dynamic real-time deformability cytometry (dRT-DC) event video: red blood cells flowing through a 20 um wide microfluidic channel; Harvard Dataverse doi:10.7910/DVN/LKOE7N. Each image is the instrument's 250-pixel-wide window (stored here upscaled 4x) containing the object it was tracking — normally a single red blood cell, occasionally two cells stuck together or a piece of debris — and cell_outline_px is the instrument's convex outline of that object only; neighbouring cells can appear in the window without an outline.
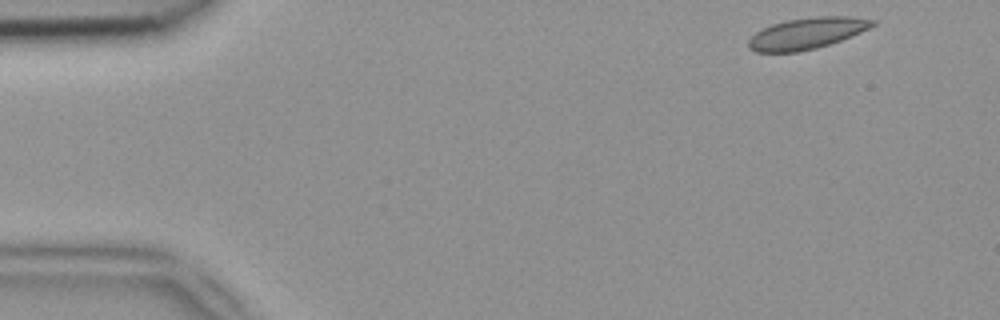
{"species": "common noctule bat (a hibernating species)", "species_latin": "Nyctalus noctula", "temperature_condition": "room temperature", "stored_images_in_passage": 7, "camera_frame_rate_fps": 3000, "um_per_image_px": 0.085, "animal": {"sex": "female", "body_mass_g": 18.4}, "frame": {"image": 1, "passage_image": 1, "time_ms": 0.0, "image_size_px": [1000, 320], "cell_outline_px": [[876, 24], [852, 36], [816, 48], [796, 52], [756, 52], [748, 48], [748, 40], [756, 32], [772, 24], [788, 20], [816, 16], [852, 16], [876, 20]], "centroid_in_image_um": [68.59, 2.83], "position_along_channel_um": 16.4, "area_um2": 22.48}}